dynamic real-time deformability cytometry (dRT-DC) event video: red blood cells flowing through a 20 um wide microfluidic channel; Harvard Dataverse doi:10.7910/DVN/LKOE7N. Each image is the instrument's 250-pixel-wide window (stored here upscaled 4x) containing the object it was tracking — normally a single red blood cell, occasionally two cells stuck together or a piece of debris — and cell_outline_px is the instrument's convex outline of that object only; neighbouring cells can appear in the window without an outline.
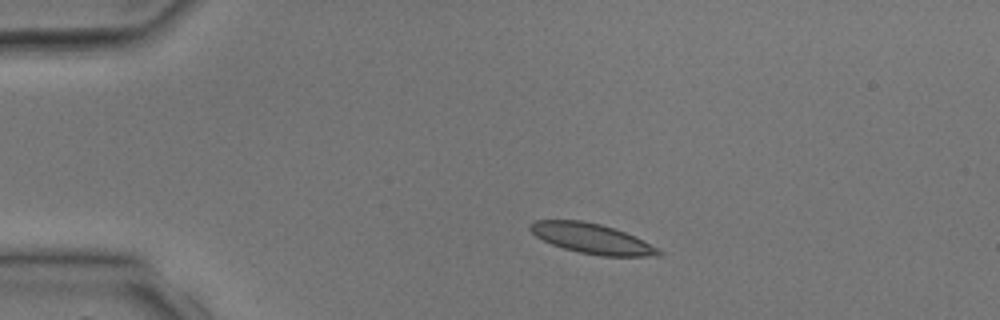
{"species": "common noctule bat (a hibernating species)", "species_latin": "Nyctalus noctula", "temperature_condition": "room temperature", "stored_images_in_passage": 2, "camera_frame_rate_fps": 3000, "um_per_image_px": 0.085, "animal": {"sex": "male", "body_mass_g": 17.9, "forearm_length_mm": 54.2}, "frame": {"image": 1, "passage_image": 1, "time_ms": 0.0, "image_size_px": [1000, 320], "cell_outline_px": [[664, 252], [660, 256], [600, 256], [580, 252], [564, 248], [552, 244], [536, 236], [528, 228], [528, 224], [536, 220], [580, 220], [600, 224], [624, 232]], "centroid_in_image_um": [50.26, 20.28], "position_along_channel_um": 34.7, "area_um2": 22.08}}